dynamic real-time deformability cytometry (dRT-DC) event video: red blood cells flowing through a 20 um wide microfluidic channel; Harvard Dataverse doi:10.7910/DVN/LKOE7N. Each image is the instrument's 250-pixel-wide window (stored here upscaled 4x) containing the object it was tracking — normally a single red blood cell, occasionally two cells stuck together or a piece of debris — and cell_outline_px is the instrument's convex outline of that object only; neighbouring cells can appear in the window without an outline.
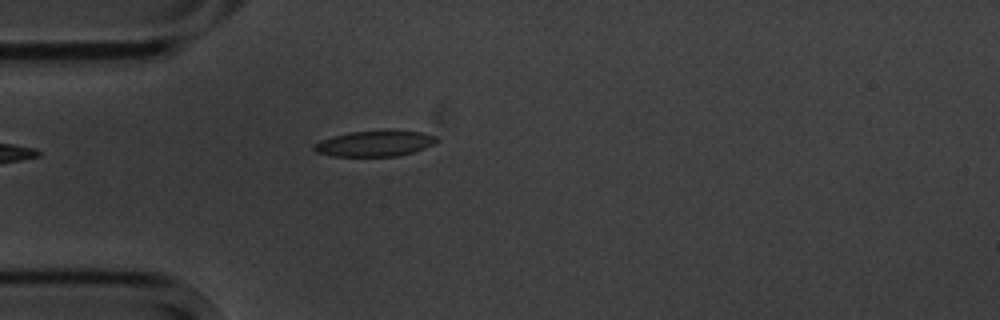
{"species": "common noctule bat (a hibernating species)", "species_latin": "Nyctalus noctula", "temperature_condition": "cold", "stored_images_in_passage": 5, "camera_frame_rate_fps": 3000, "um_per_image_px": 0.085, "animal": {"sex": "male", "body_mass_g": 20.1, "forearm_length_mm": 53.5}, "frame": {"image": 1, "passage_image": 5, "time_ms": 4.333, "image_size_px": [1000, 320], "cell_outline_px": [[440, 140], [424, 148], [412, 152], [396, 156], [332, 156], [316, 152], [312, 148], [312, 144], [320, 140], [332, 136], [348, 132], [424, 132], [436, 136]], "centroid_in_image_um": [31.79, 12.22], "position_along_channel_um": 53.2, "area_um2": 17.98}}